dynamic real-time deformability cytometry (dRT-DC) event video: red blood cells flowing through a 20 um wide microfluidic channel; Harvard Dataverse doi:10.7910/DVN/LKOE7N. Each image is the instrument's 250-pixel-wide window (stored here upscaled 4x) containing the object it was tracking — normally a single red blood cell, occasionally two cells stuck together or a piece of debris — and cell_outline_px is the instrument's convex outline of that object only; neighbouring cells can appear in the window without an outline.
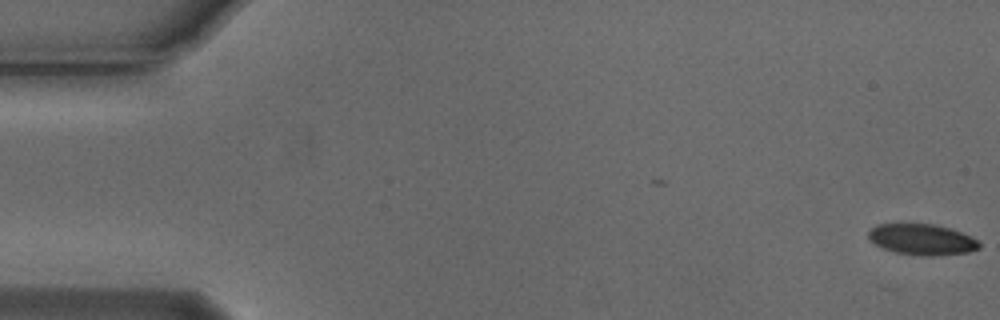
{"species": "Egyptian fruit bat (a non-hibernating species)", "species_latin": "Rousettus aegyptiacus", "temperature_condition": "cold", "stored_images_in_passage": 13, "camera_frame_rate_fps": 3000, "um_per_image_px": 0.085, "animal": {"sex": "male"}, "frame": {"image": 1, "passage_image": 1, "time_ms": 0.0, "image_size_px": [1000, 320], "cell_outline_px": [[980, 248], [968, 252], [932, 256], [924, 256], [896, 252], [884, 248], [868, 240], [868, 232], [876, 224], [932, 224], [948, 228], [972, 236], [980, 244]], "centroid_in_image_um": [78.36, 20.35], "position_along_channel_um": 6.6, "area_um2": 19.77}}